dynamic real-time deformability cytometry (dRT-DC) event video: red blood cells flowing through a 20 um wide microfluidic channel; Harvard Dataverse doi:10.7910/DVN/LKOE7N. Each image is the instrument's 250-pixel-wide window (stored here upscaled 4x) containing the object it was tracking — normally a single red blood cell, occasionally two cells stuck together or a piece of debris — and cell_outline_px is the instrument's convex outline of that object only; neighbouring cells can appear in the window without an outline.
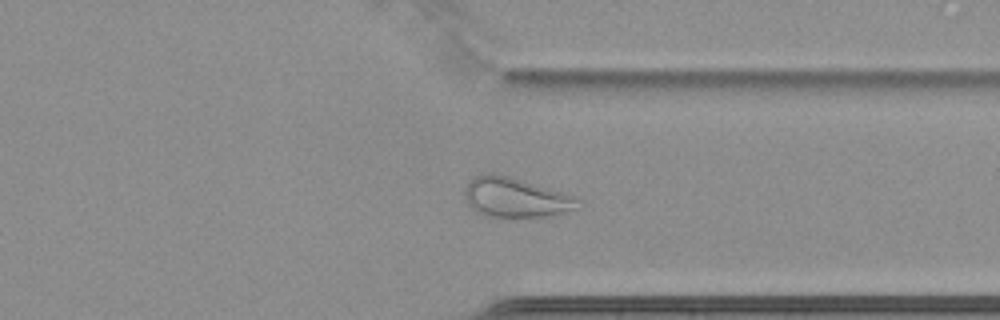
{"species": "common noctule bat (a hibernating species)", "species_latin": "Nyctalus noctula", "temperature_condition": "cold", "stored_images_in_passage": 54, "camera_frame_rate_fps": 3000, "um_per_image_px": 0.085, "animal": {"sex": "female", "body_mass_g": 22.7, "forearm_length_mm": 54.2}, "frame": {"image": 1, "passage_image": 41, "time_ms": 13.333, "image_size_px": [1000, 320], "cell_outline_px": [[576, 204], [572, 208], [564, 212], [552, 216], [484, 216], [476, 212], [464, 200], [464, 188], [480, 172], [496, 172], [576, 196]], "centroid_in_image_um": [43.72, 16.75], "position_along_channel_um": 367.7, "area_um2": 25.95}}
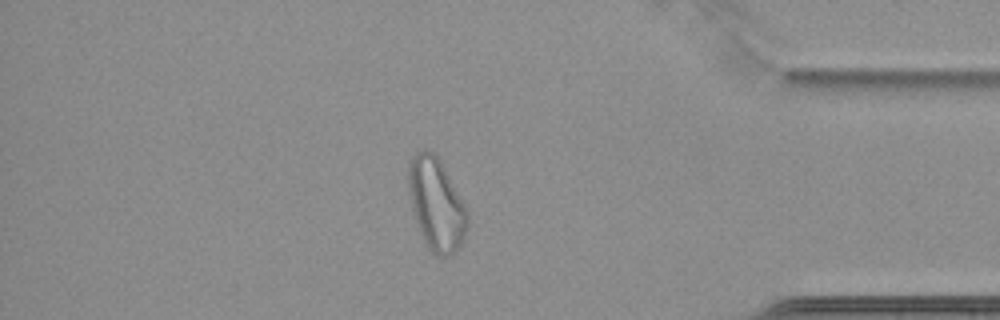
{"frame": {"image": 2, "passage_image": 46, "time_ms": 15.0, "image_size_px": [1000, 320], "cell_outline_px": [[468, 224], [460, 244], [452, 256], [436, 256], [424, 244], [412, 208], [408, 188], [408, 164], [412, 156], [420, 148], [424, 148], [432, 152], [440, 160], [464, 204], [468, 212]], "centroid_in_image_um": [37.06, 17.35], "position_along_channel_um": 398.1, "area_um2": 31.62}, "authors_computed_cell_mechanics": {"area_um2": 28.4376, "velocity_mm_per_s": 3.4457, "shape_relaxation_time_tau1_ms": null, "shape_relaxation_time_tau2_ms": 3.0562, "deformation_change_tau1": null, "deformation_change_tau2": 0.0986}}